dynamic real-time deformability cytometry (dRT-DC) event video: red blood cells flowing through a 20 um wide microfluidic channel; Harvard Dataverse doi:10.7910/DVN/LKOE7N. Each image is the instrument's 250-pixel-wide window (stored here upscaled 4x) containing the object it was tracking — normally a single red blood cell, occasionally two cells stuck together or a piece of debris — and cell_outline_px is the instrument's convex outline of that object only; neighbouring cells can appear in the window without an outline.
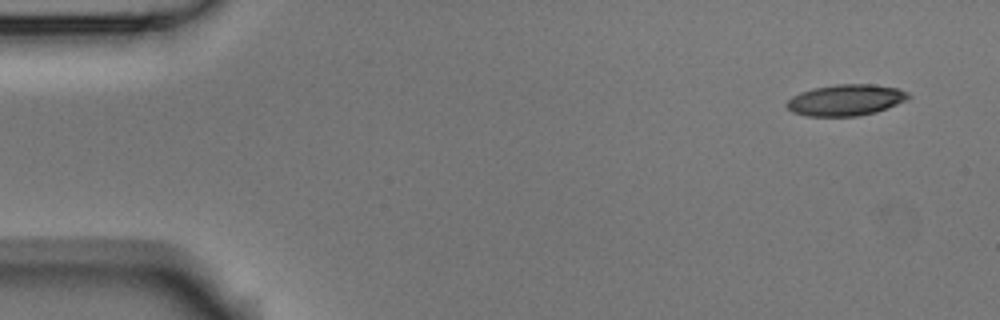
{"species": "Egyptian fruit bat (a non-hibernating species)", "species_latin": "Rousettus aegyptiacus", "temperature_condition": "room temperature", "stored_images_in_passage": 5, "camera_frame_rate_fps": 3000, "um_per_image_px": 0.085, "animal": {"sex": "male"}, "frame": {"image": 1, "passage_image": 1, "time_ms": 0.0, "image_size_px": [1000, 320], "cell_outline_px": [[912, 96], [908, 100], [876, 112], [856, 116], [808, 116], [792, 112], [784, 104], [792, 96], [800, 92], [812, 88], [836, 84], [872, 84], [896, 88], [908, 92]], "centroid_in_image_um": [71.89, 8.5], "position_along_channel_um": 13.1, "area_um2": 22.25}}
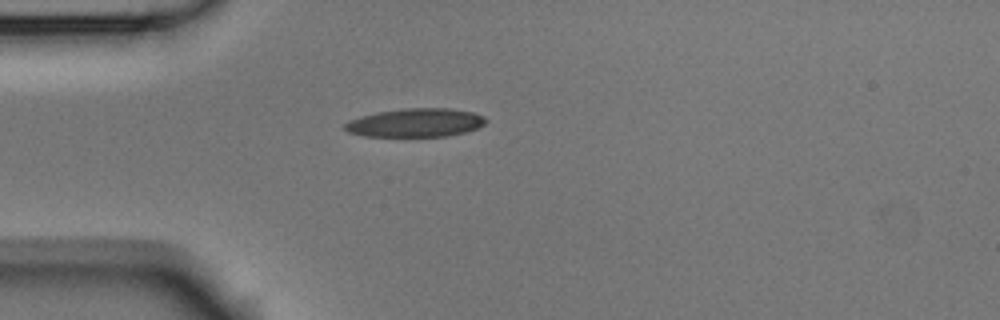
{"frame": {"image": 2, "passage_image": 4, "time_ms": 1.0, "image_size_px": [1000, 320], "cell_outline_px": [[488, 120], [484, 124], [476, 128], [464, 132], [448, 136], [364, 136], [348, 132], [344, 128], [344, 124], [352, 120], [364, 116], [380, 112], [404, 108], [448, 108], [472, 112], [484, 116]], "centroid_in_image_um": [35.36, 10.43], "position_along_channel_um": 49.6, "area_um2": 23.12}}